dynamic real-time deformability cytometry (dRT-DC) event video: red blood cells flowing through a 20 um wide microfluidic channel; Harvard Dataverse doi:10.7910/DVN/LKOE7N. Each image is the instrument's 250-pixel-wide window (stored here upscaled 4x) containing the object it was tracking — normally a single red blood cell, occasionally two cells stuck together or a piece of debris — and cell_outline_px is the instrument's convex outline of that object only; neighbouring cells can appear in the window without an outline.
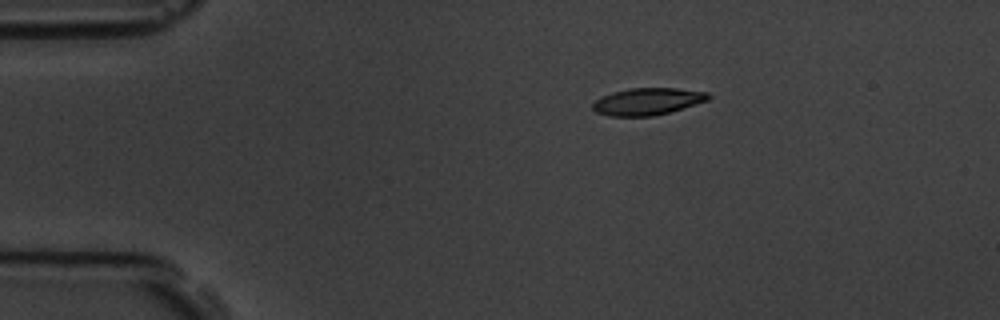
{"species": "common noctule bat (a hibernating species)", "species_latin": "Nyctalus noctula", "temperature_condition": "room temperature", "stored_images_in_passage": 6, "camera_frame_rate_fps": 3000, "um_per_image_px": 0.085, "animal": {"sex": "male", "body_mass_g": 19.5, "forearm_length_mm": 54.6}, "frame": {"image": 1, "passage_image": 6, "time_ms": 7.0, "image_size_px": [1000, 320], "cell_outline_px": [[712, 96], [708, 100], [668, 112], [652, 116], [608, 116], [596, 112], [592, 108], [592, 104], [600, 96], [612, 92], [628, 88], [676, 88], [708, 92]], "centroid_in_image_um": [55.01, 8.61], "position_along_channel_um": 30.0, "area_um2": 18.21}}